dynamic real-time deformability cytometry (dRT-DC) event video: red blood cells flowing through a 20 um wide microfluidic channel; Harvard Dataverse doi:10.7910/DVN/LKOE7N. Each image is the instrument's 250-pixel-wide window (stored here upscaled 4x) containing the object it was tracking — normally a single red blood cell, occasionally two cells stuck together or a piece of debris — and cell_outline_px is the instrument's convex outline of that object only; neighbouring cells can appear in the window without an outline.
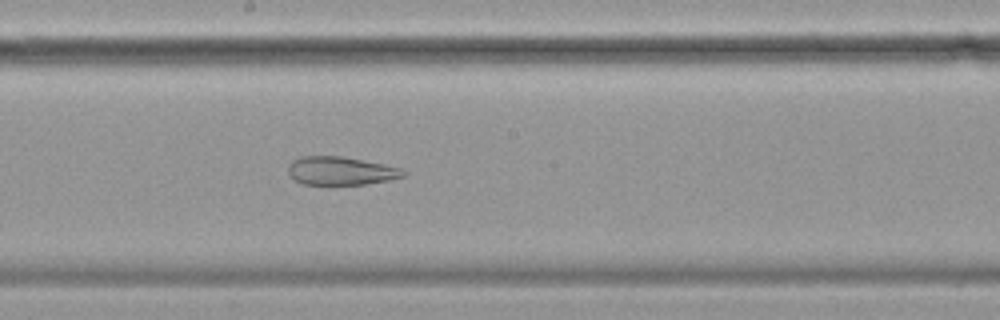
{"species": "common noctule bat (a hibernating species)", "species_latin": "Nyctalus noctula", "temperature_condition": "cold", "stored_images_in_passage": 45, "camera_frame_rate_fps": 3000, "um_per_image_px": 0.085, "animal": {"sex": "female", "body_mass_g": 19.9}, "frame": {"image": 1, "passage_image": 19, "time_ms": 6.0, "image_size_px": [1000, 320], "cell_outline_px": [[408, 172], [404, 176], [388, 180], [364, 184], [332, 188], [328, 188], [304, 184], [296, 180], [288, 172], [288, 164], [292, 160], [300, 156], [340, 156], [384, 164], [400, 168]], "centroid_in_image_um": [28.93, 14.57], "position_along_channel_um": 219.3, "area_um2": 19.77}}
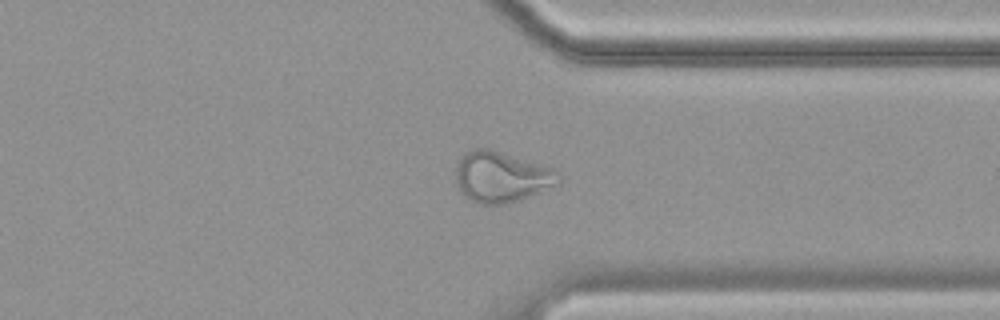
{"frame": {"image": 2, "passage_image": 32, "time_ms": 10.333, "image_size_px": [1000, 320], "cell_outline_px": [[560, 184], [520, 200], [504, 204], [476, 204], [468, 200], [464, 196], [456, 184], [456, 168], [460, 156], [472, 148], [488, 148], [552, 168], [560, 172]], "centroid_in_image_um": [42.6, 15.05], "position_along_channel_um": 368.8, "area_um2": 30.63}}
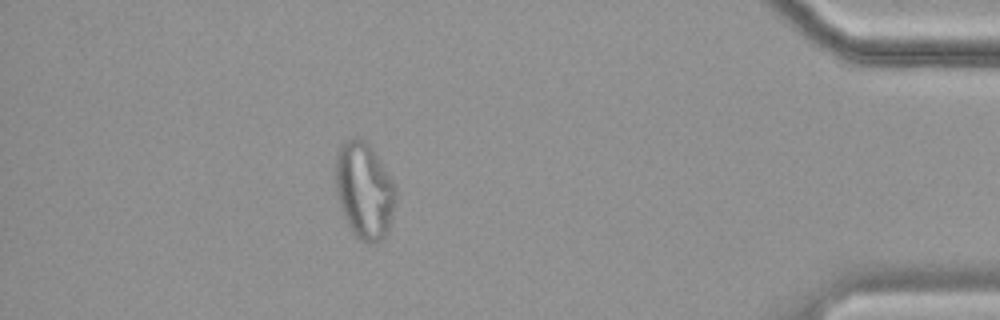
{"frame": {"image": 3, "passage_image": 39, "time_ms": 12.667, "image_size_px": [1000, 320], "cell_outline_px": [[396, 204], [388, 232], [380, 240], [372, 244], [368, 244], [360, 240], [352, 232], [340, 208], [336, 192], [336, 156], [340, 144], [344, 140], [352, 136], [356, 136], [364, 140], [372, 148], [396, 184]], "centroid_in_image_um": [30.98, 16.18], "position_along_channel_um": 404.2, "area_um2": 34.33}, "authors_computed_cell_mechanics": {"area_um2": 27.455, "velocity_mm_per_s": 3.4744, "shape_relaxation_time_tau1_ms": null, "shape_relaxation_time_tau2_ms": 2.1587, "deformation_change_tau1": null, "deformation_change_tau2": 0.0892}}